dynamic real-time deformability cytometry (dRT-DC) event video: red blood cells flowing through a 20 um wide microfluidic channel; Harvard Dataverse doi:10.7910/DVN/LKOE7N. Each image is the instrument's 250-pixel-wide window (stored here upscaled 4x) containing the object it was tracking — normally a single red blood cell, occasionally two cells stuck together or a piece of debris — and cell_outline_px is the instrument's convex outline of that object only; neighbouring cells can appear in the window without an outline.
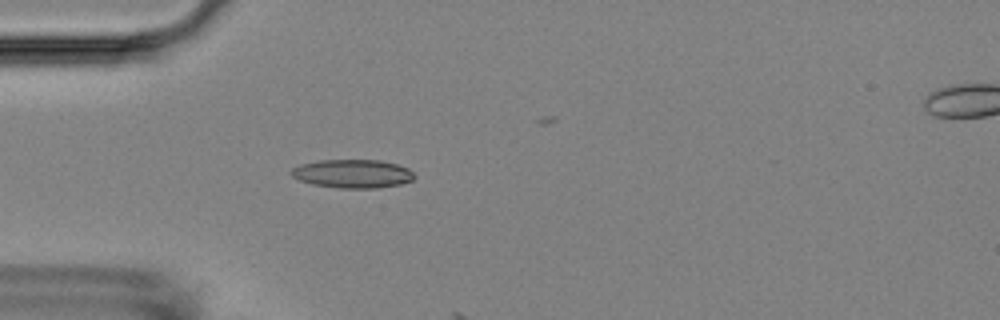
{"species": "Egyptian fruit bat (a non-hibernating species)", "species_latin": "Rousettus aegyptiacus", "temperature_condition": "room temperature", "stored_images_in_passage": 5, "camera_frame_rate_fps": 3000, "um_per_image_px": 0.085, "animal": {"sex": "female"}, "frame": {"image": 1, "passage_image": 3, "time_ms": 2.333, "image_size_px": [1000, 320], "cell_outline_px": [[416, 176], [412, 180], [400, 184], [376, 188], [340, 188], [312, 184], [300, 180], [292, 176], [288, 172], [292, 168], [300, 164], [320, 160], [380, 160], [396, 164], [408, 168]], "centroid_in_image_um": [29.95, 14.76], "position_along_channel_um": 55.0, "area_um2": 20.46}}